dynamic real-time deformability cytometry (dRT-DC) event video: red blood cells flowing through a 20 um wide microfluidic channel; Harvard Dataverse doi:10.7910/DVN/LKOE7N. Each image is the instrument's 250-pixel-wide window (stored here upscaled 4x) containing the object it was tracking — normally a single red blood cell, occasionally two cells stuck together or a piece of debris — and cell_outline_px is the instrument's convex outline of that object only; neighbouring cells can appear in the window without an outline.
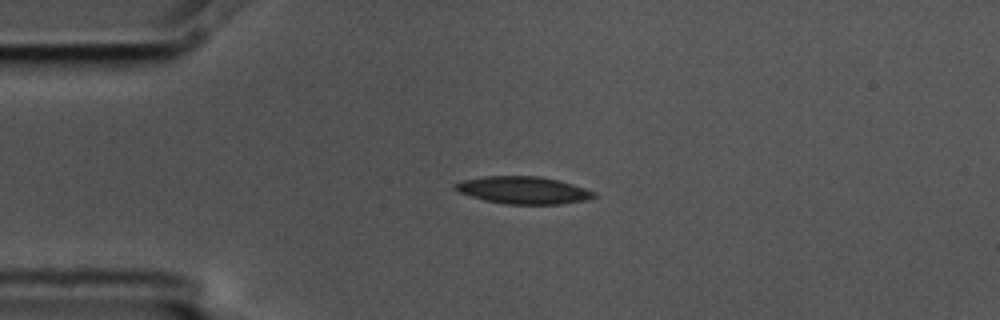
{"species": "common noctule bat (a hibernating species)", "species_latin": "Nyctalus noctula", "temperature_condition": "cold", "stored_images_in_passage": 4, "camera_frame_rate_fps": 3000, "um_per_image_px": 0.085, "animal": {"sex": "male", "body_mass_g": 17.5, "forearm_length_mm": 52.3}, "frame": {"image": 1, "passage_image": 3, "time_ms": 0.667, "image_size_px": [1000, 320], "cell_outline_px": [[596, 196], [584, 200], [560, 204], [504, 204], [484, 200], [460, 192], [452, 188], [452, 184], [464, 180], [484, 176], [540, 176], [572, 184], [596, 192]], "centroid_in_image_um": [44.44, 16.16], "position_along_channel_um": 40.6, "area_um2": 21.96}}